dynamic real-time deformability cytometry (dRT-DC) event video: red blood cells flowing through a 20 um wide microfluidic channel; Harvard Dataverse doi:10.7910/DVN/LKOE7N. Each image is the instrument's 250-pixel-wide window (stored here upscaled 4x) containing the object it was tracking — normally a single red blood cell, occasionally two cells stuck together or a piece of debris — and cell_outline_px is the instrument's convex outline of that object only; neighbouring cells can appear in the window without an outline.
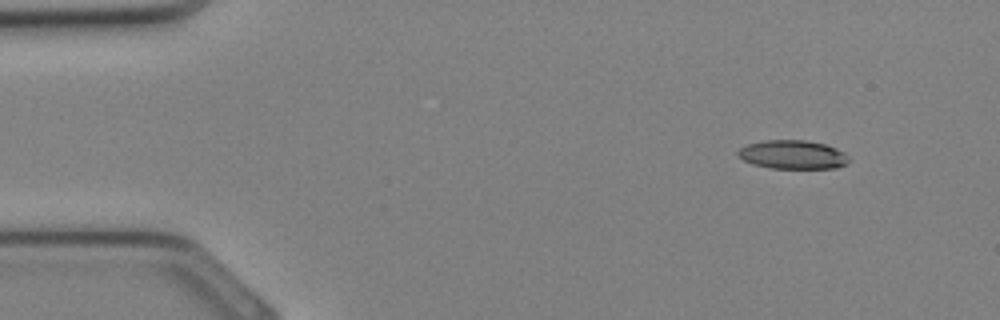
{"species": "Egyptian fruit bat (a non-hibernating species)", "species_latin": "Rousettus aegyptiacus", "temperature_condition": "cold", "stored_images_in_passage": 33, "camera_frame_rate_fps": 3000, "um_per_image_px": 0.085, "animal": {"sex": "female"}, "frame": {"image": 1, "passage_image": 3, "time_ms": 0.667, "image_size_px": [1000, 320], "cell_outline_px": [[848, 160], [844, 164], [836, 168], [768, 168], [752, 164], [744, 160], [736, 152], [740, 148], [748, 144], [764, 140], [808, 140], [824, 144], [836, 148], [844, 152], [848, 156]], "centroid_in_image_um": [67.37, 13.14], "position_along_channel_um": 17.6, "area_um2": 18.5}}
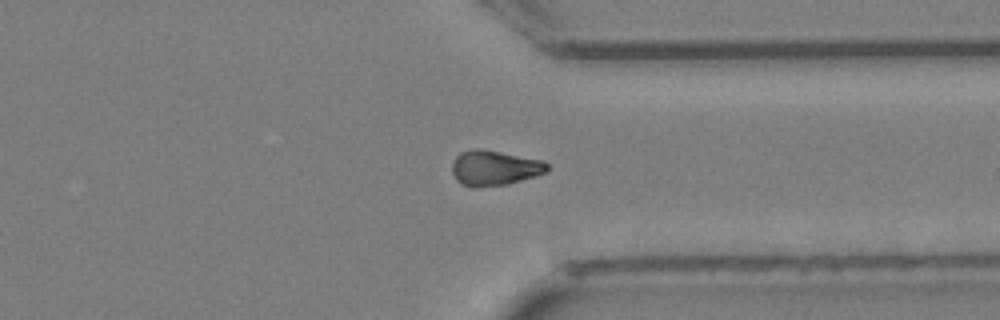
{"frame": {"image": 2, "passage_image": 25, "time_ms": 8.0, "image_size_px": [1000, 320], "cell_outline_px": [[548, 172], [536, 176], [508, 184], [476, 188], [472, 188], [460, 184], [456, 180], [452, 172], [452, 164], [456, 156], [460, 152], [472, 148], [476, 148], [544, 160], [548, 164]], "centroid_in_image_um": [42.02, 14.29], "position_along_channel_um": 369.4, "area_um2": 19.71}}
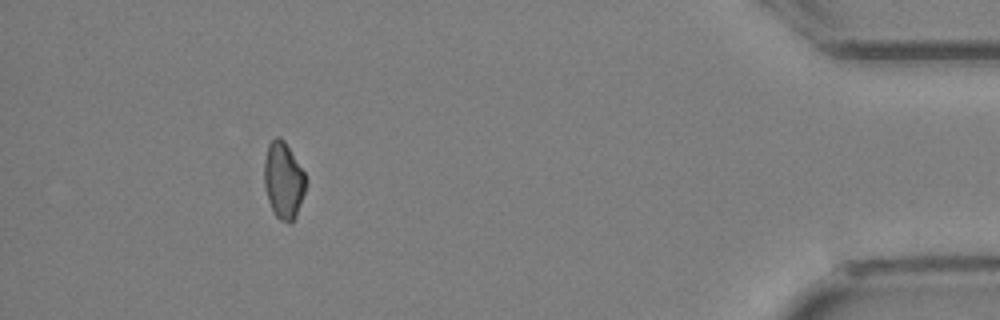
{"frame": {"image": 3, "passage_image": 30, "time_ms": 9.667, "image_size_px": [1000, 320], "cell_outline_px": [[308, 180], [296, 216], [292, 220], [280, 220], [276, 216], [268, 200], [264, 188], [264, 160], [268, 144], [276, 136], [280, 136], [284, 140], [304, 172]], "centroid_in_image_um": [24.08, 15.28], "position_along_channel_um": 411.1, "area_um2": 18.44}}